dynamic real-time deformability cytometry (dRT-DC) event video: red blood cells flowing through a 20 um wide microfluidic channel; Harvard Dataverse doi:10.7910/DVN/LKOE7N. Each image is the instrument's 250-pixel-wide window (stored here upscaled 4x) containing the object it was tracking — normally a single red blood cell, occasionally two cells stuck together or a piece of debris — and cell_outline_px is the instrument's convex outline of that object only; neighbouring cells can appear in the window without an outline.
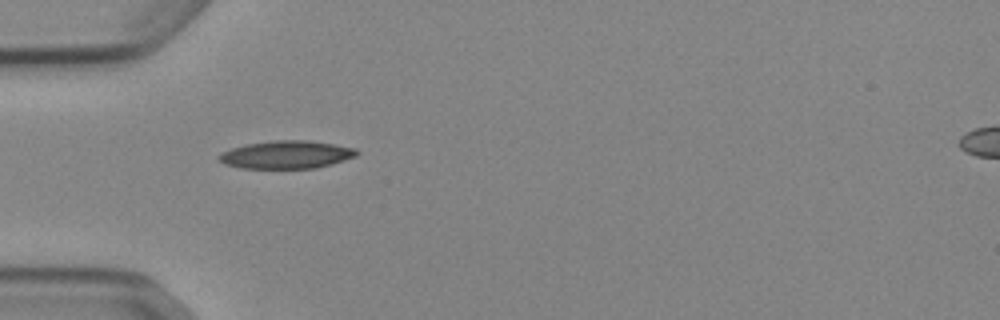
{"species": "Egyptian fruit bat (a non-hibernating species)", "species_latin": "Rousettus aegyptiacus", "temperature_condition": "cold", "stored_images_in_passage": 37, "camera_frame_rate_fps": 3000, "um_per_image_px": 0.085, "animal": {"sex": "female"}, "frame": {"image": 1, "passage_image": 1, "time_ms": 0.0, "image_size_px": [1000, 320], "cell_outline_px": [[360, 152], [356, 156], [332, 164], [316, 168], [240, 168], [224, 164], [216, 156], [232, 148], [248, 144], [276, 140], [308, 140], [356, 148]], "centroid_in_image_um": [24.37, 13.15], "position_along_channel_um": 60.6, "area_um2": 22.25}}
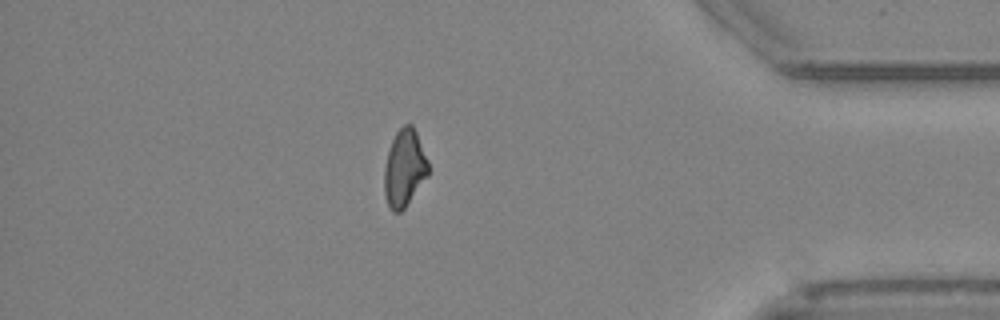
{"frame": {"image": 2, "passage_image": 30, "time_ms": 9.667, "image_size_px": [1000, 320], "cell_outline_px": [[428, 176], [404, 208], [400, 212], [392, 212], [388, 208], [384, 196], [384, 168], [388, 152], [392, 140], [396, 132], [404, 124], [412, 124], [416, 132], [428, 160]], "centroid_in_image_um": [34.36, 14.32], "position_along_channel_um": 400.8, "area_um2": 19.83}}
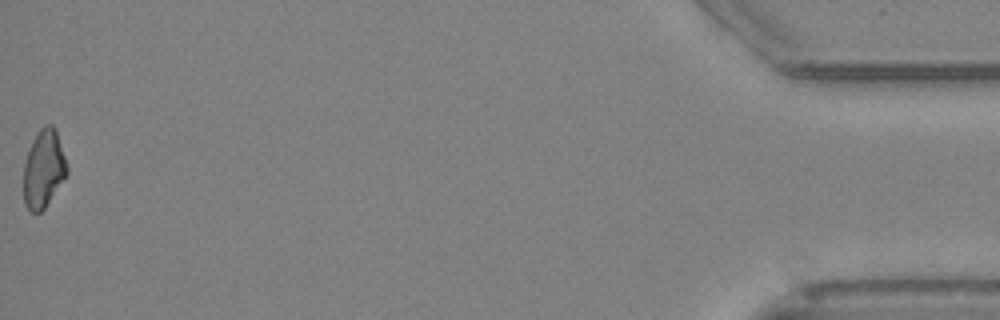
{"frame": {"image": 3, "passage_image": 37, "time_ms": 12.0, "image_size_px": [1000, 320], "cell_outline_px": [[68, 172], [44, 208], [40, 212], [32, 212], [24, 204], [24, 164], [32, 140], [40, 128], [44, 124], [52, 124], [56, 128], [68, 168]], "centroid_in_image_um": [3.71, 14.31], "position_along_channel_um": 431.5, "area_um2": 19.48}, "authors_computed_cell_mechanics": {"area_um2": 20.808, "velocity_mm_per_s": 3.9018, "shape_relaxation_time_tau1_ms": 9.6397, "shape_relaxation_time_tau2_ms": 10.1118, "deformation_change_tau1": 0.2275, "deformation_change_tau2": 0.2089}}